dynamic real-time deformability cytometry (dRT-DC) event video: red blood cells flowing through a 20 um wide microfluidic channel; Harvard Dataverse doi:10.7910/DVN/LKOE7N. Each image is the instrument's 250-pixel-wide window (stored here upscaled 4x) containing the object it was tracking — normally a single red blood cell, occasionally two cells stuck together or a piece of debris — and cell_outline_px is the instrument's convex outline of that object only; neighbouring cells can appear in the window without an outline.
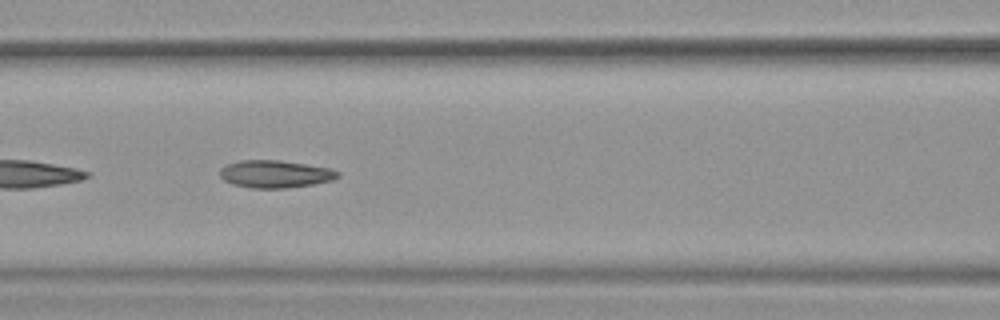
{"species": "common noctule bat (a hibernating species)", "species_latin": "Nyctalus noctula", "temperature_condition": "warm", "stored_images_in_passage": 43, "camera_frame_rate_fps": 3000, "um_per_image_px": 0.085, "animal": {"sex": "female", "body_mass_g": 19.9}, "frame": {"image": 1, "passage_image": 13, "time_ms": 4.0, "image_size_px": [1000, 320], "cell_outline_px": [[340, 176], [332, 180], [312, 184], [284, 188], [252, 188], [232, 184], [224, 180], [220, 176], [220, 168], [228, 164], [240, 160], [280, 160], [332, 168], [340, 172]], "centroid_in_image_um": [23.4, 14.78], "position_along_channel_um": 143.2, "area_um2": 18.9}, "authors_computed_cell_mechanics": {"area_um2": 19.074, "velocity_mm_per_s": 3.8052, "shape_relaxation_time_tau1_ms": null, "shape_relaxation_time_tau2_ms": 1.7131, "deformation_change_tau1": null, "deformation_change_tau2": 0.0855}}